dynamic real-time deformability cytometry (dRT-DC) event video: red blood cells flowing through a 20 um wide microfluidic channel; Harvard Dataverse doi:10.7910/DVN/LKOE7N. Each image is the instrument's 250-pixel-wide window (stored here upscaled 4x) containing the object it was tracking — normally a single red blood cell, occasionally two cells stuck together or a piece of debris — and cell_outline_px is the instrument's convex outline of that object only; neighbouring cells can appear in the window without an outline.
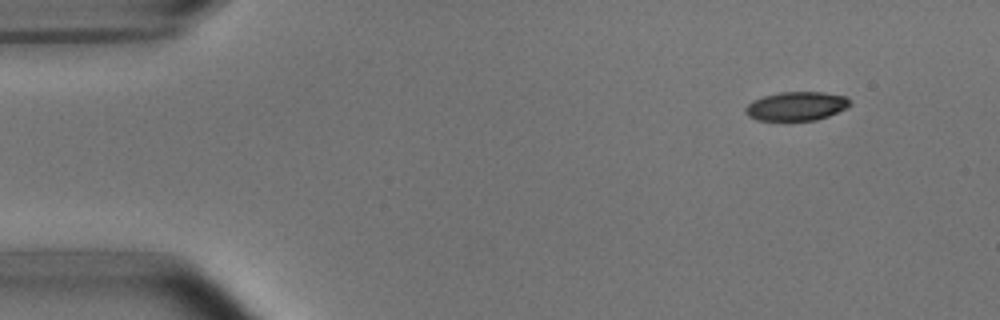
{"species": "common noctule bat (a hibernating species)", "species_latin": "Nyctalus noctula", "temperature_condition": "room temperature", "stored_images_in_passage": 48, "camera_frame_rate_fps": 3000, "um_per_image_px": 0.085, "animal": {"sex": "male", "body_mass_g": 15.6}, "frame": {"image": 1, "passage_image": 1, "time_ms": 0.0, "image_size_px": [1000, 320], "cell_outline_px": [[852, 104], [848, 108], [828, 116], [816, 120], [756, 120], [748, 116], [744, 112], [744, 108], [752, 100], [764, 96], [780, 92], [824, 92], [848, 96]], "centroid_in_image_um": [67.72, 9.02], "position_along_channel_um": 17.3, "area_um2": 17.8}}
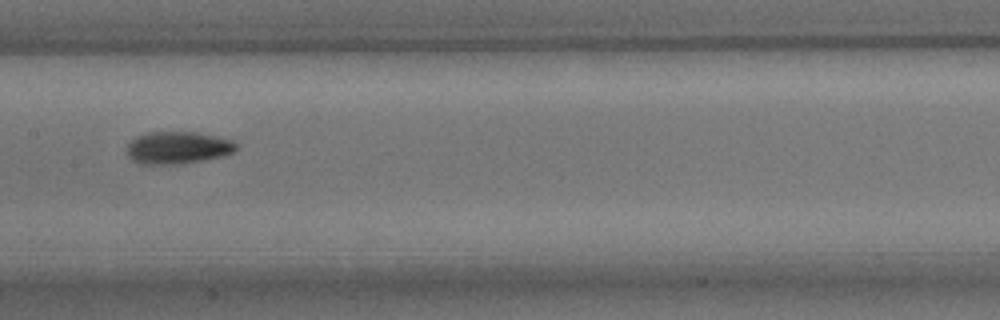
{"frame": {"image": 2, "passage_image": 22, "time_ms": 7.0, "image_size_px": [1000, 320], "cell_outline_px": [[240, 144], [236, 152], [224, 156], [180, 164], [140, 164], [132, 160], [128, 156], [128, 144], [136, 136], [148, 132], [196, 132], [216, 136], [232, 140]], "centroid_in_image_um": [15.16, 12.55], "position_along_channel_um": 192.2, "area_um2": 20.81}}
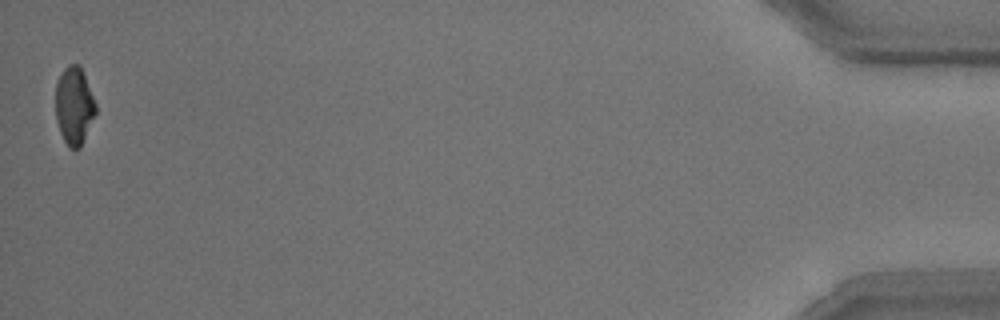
{"frame": {"image": 3, "passage_image": 48, "time_ms": 15.667, "image_size_px": [1000, 320], "cell_outline_px": [[96, 112], [80, 148], [68, 148], [60, 132], [56, 120], [56, 84], [64, 68], [68, 64], [80, 64], [84, 72], [96, 104]], "centroid_in_image_um": [6.3, 8.97], "position_along_channel_um": 428.9, "area_um2": 18.15}, "authors_computed_cell_mechanics": {"area_um2": 19.3341, "velocity_mm_per_s": 3.787, "shape_relaxation_time_tau1_ms": 3.2573, "shape_relaxation_time_tau2_ms": 2.5928, "deformation_change_tau1": 0.1484, "deformation_change_tau2": 0.0798}}